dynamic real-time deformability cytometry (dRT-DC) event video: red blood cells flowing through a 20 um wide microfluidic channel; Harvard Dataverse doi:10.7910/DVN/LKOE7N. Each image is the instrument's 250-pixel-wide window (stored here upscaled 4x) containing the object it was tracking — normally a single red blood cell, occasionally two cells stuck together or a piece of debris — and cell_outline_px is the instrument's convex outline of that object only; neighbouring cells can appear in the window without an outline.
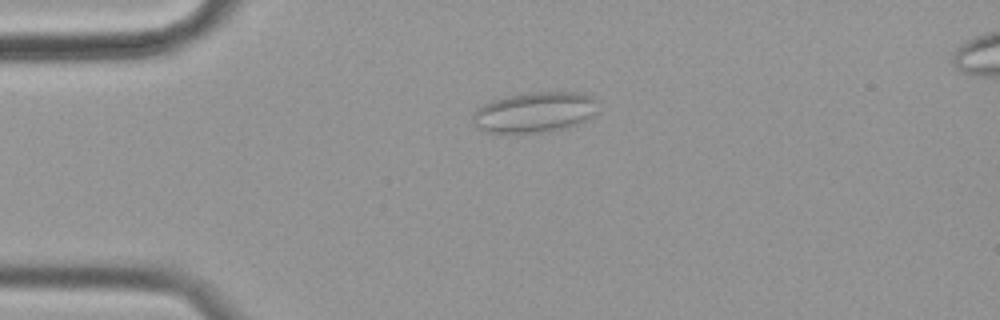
{"species": "common noctule bat (a hibernating species)", "species_latin": "Nyctalus noctula", "temperature_condition": "cold", "stored_images_in_passage": 57, "camera_frame_rate_fps": 3000, "um_per_image_px": 0.085, "animal": {"sex": "female", "body_mass_g": 19.9}, "frame": {"image": 1, "passage_image": 13, "time_ms": 4.0, "image_size_px": [1000, 320], "cell_outline_px": [[600, 112], [568, 128], [540, 132], [488, 132], [476, 128], [472, 124], [472, 116], [476, 108], [492, 100], [508, 96], [532, 92], [576, 92], [592, 96], [596, 100]], "centroid_in_image_um": [45.45, 9.54], "position_along_channel_um": 39.5, "area_um2": 29.65}}
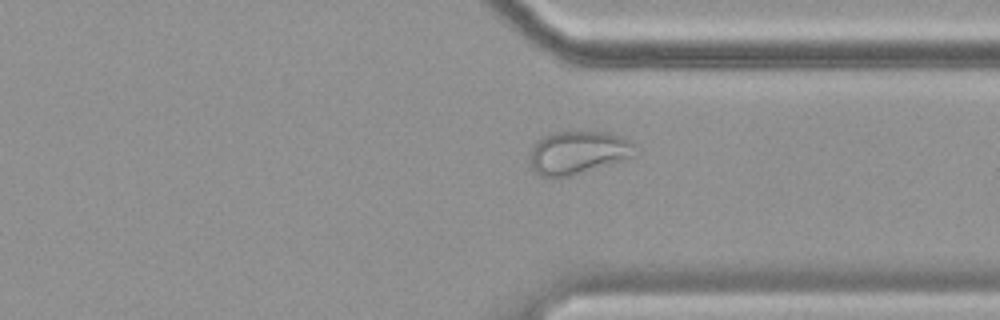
{"frame": {"image": 2, "passage_image": 43, "time_ms": 14.0, "image_size_px": [1000, 320], "cell_outline_px": [[640, 156], [568, 176], [540, 176], [532, 168], [528, 160], [532, 144], [536, 140], [544, 136], [556, 132], [608, 132], [620, 136], [628, 140], [632, 144]], "centroid_in_image_um": [49.14, 12.96], "position_along_channel_um": 362.3, "area_um2": 26.59}}
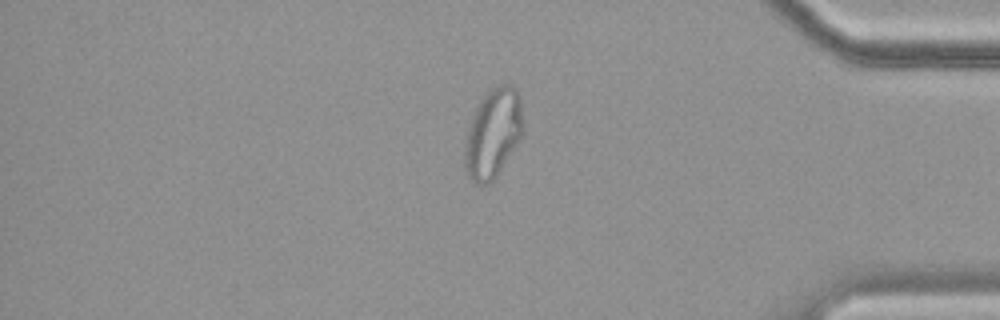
{"frame": {"image": 3, "passage_image": 48, "time_ms": 15.667, "image_size_px": [1000, 320], "cell_outline_px": [[524, 128], [520, 136], [496, 176], [488, 184], [476, 184], [472, 180], [464, 164], [464, 152], [468, 128], [472, 116], [480, 100], [492, 88], [500, 84], [512, 84], [516, 88], [520, 96]], "centroid_in_image_um": [41.91, 11.29], "position_along_channel_um": 393.3, "area_um2": 29.82}}